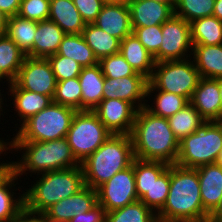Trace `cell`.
Returning <instances> with one entry per match:
<instances>
[{"label":"cell","mask_w":222,"mask_h":222,"mask_svg":"<svg viewBox=\"0 0 222 222\" xmlns=\"http://www.w3.org/2000/svg\"><path fill=\"white\" fill-rule=\"evenodd\" d=\"M134 158L175 164L179 141L167 118L153 115L145 108L137 111L131 132Z\"/></svg>","instance_id":"1"},{"label":"cell","mask_w":222,"mask_h":222,"mask_svg":"<svg viewBox=\"0 0 222 222\" xmlns=\"http://www.w3.org/2000/svg\"><path fill=\"white\" fill-rule=\"evenodd\" d=\"M156 216L168 220L208 222L200 194V182L196 168L170 165L169 193Z\"/></svg>","instance_id":"2"},{"label":"cell","mask_w":222,"mask_h":222,"mask_svg":"<svg viewBox=\"0 0 222 222\" xmlns=\"http://www.w3.org/2000/svg\"><path fill=\"white\" fill-rule=\"evenodd\" d=\"M9 151H22L20 161H11V169L20 178L24 173L37 175L81 164L76 160L66 137L47 142L10 141ZM20 149V150H19ZM26 171H29L26 173Z\"/></svg>","instance_id":"3"},{"label":"cell","mask_w":222,"mask_h":222,"mask_svg":"<svg viewBox=\"0 0 222 222\" xmlns=\"http://www.w3.org/2000/svg\"><path fill=\"white\" fill-rule=\"evenodd\" d=\"M134 160L131 135L112 134L82 163L85 186L97 189Z\"/></svg>","instance_id":"4"},{"label":"cell","mask_w":222,"mask_h":222,"mask_svg":"<svg viewBox=\"0 0 222 222\" xmlns=\"http://www.w3.org/2000/svg\"><path fill=\"white\" fill-rule=\"evenodd\" d=\"M39 175V180L23 192L24 208L34 213L43 214L53 204L71 197L85 186L81 166Z\"/></svg>","instance_id":"5"},{"label":"cell","mask_w":222,"mask_h":222,"mask_svg":"<svg viewBox=\"0 0 222 222\" xmlns=\"http://www.w3.org/2000/svg\"><path fill=\"white\" fill-rule=\"evenodd\" d=\"M76 110L52 102L18 127L11 141L47 142L66 137Z\"/></svg>","instance_id":"6"},{"label":"cell","mask_w":222,"mask_h":222,"mask_svg":"<svg viewBox=\"0 0 222 222\" xmlns=\"http://www.w3.org/2000/svg\"><path fill=\"white\" fill-rule=\"evenodd\" d=\"M222 150V121H207L199 130L179 141L175 164L197 168L216 163Z\"/></svg>","instance_id":"7"},{"label":"cell","mask_w":222,"mask_h":222,"mask_svg":"<svg viewBox=\"0 0 222 222\" xmlns=\"http://www.w3.org/2000/svg\"><path fill=\"white\" fill-rule=\"evenodd\" d=\"M194 60L164 61L155 63L147 89H158L185 97L189 102L200 80Z\"/></svg>","instance_id":"8"},{"label":"cell","mask_w":222,"mask_h":222,"mask_svg":"<svg viewBox=\"0 0 222 222\" xmlns=\"http://www.w3.org/2000/svg\"><path fill=\"white\" fill-rule=\"evenodd\" d=\"M111 135L93 111L84 110L74 114L66 139L73 155L81 164Z\"/></svg>","instance_id":"9"},{"label":"cell","mask_w":222,"mask_h":222,"mask_svg":"<svg viewBox=\"0 0 222 222\" xmlns=\"http://www.w3.org/2000/svg\"><path fill=\"white\" fill-rule=\"evenodd\" d=\"M98 204L107 212L120 209L138 201L134 160L132 164L116 173L110 180L96 189Z\"/></svg>","instance_id":"10"},{"label":"cell","mask_w":222,"mask_h":222,"mask_svg":"<svg viewBox=\"0 0 222 222\" xmlns=\"http://www.w3.org/2000/svg\"><path fill=\"white\" fill-rule=\"evenodd\" d=\"M162 35V44L158 50V62L191 58L193 44L190 23L174 14L162 24Z\"/></svg>","instance_id":"11"},{"label":"cell","mask_w":222,"mask_h":222,"mask_svg":"<svg viewBox=\"0 0 222 222\" xmlns=\"http://www.w3.org/2000/svg\"><path fill=\"white\" fill-rule=\"evenodd\" d=\"M14 82L21 89L50 96L52 99L57 85L49 60L29 56L25 57Z\"/></svg>","instance_id":"12"},{"label":"cell","mask_w":222,"mask_h":222,"mask_svg":"<svg viewBox=\"0 0 222 222\" xmlns=\"http://www.w3.org/2000/svg\"><path fill=\"white\" fill-rule=\"evenodd\" d=\"M92 111L112 134L130 135L138 109L120 99H103Z\"/></svg>","instance_id":"13"},{"label":"cell","mask_w":222,"mask_h":222,"mask_svg":"<svg viewBox=\"0 0 222 222\" xmlns=\"http://www.w3.org/2000/svg\"><path fill=\"white\" fill-rule=\"evenodd\" d=\"M147 85L148 78L145 76L105 77L103 99H120L133 104L139 110L148 102L145 99Z\"/></svg>","instance_id":"14"},{"label":"cell","mask_w":222,"mask_h":222,"mask_svg":"<svg viewBox=\"0 0 222 222\" xmlns=\"http://www.w3.org/2000/svg\"><path fill=\"white\" fill-rule=\"evenodd\" d=\"M97 204V191L91 187L84 186L71 197L64 198L53 204L43 215L52 221L69 222L75 215L90 211Z\"/></svg>","instance_id":"15"},{"label":"cell","mask_w":222,"mask_h":222,"mask_svg":"<svg viewBox=\"0 0 222 222\" xmlns=\"http://www.w3.org/2000/svg\"><path fill=\"white\" fill-rule=\"evenodd\" d=\"M93 24L122 41L133 33L127 0L106 2Z\"/></svg>","instance_id":"16"},{"label":"cell","mask_w":222,"mask_h":222,"mask_svg":"<svg viewBox=\"0 0 222 222\" xmlns=\"http://www.w3.org/2000/svg\"><path fill=\"white\" fill-rule=\"evenodd\" d=\"M190 103L206 121H222V102L216 79L201 77Z\"/></svg>","instance_id":"17"},{"label":"cell","mask_w":222,"mask_h":222,"mask_svg":"<svg viewBox=\"0 0 222 222\" xmlns=\"http://www.w3.org/2000/svg\"><path fill=\"white\" fill-rule=\"evenodd\" d=\"M127 3L133 30L137 27L162 25L174 15V10L169 5L160 2L152 0H127Z\"/></svg>","instance_id":"18"},{"label":"cell","mask_w":222,"mask_h":222,"mask_svg":"<svg viewBox=\"0 0 222 222\" xmlns=\"http://www.w3.org/2000/svg\"><path fill=\"white\" fill-rule=\"evenodd\" d=\"M200 182V194L204 211L210 216L222 198V167L217 163L196 168Z\"/></svg>","instance_id":"19"},{"label":"cell","mask_w":222,"mask_h":222,"mask_svg":"<svg viewBox=\"0 0 222 222\" xmlns=\"http://www.w3.org/2000/svg\"><path fill=\"white\" fill-rule=\"evenodd\" d=\"M8 87V93L13 97L12 104L13 107H15L14 110L21 119H19V122L22 121L20 125L53 102V99L50 96L21 89L14 81L8 83Z\"/></svg>","instance_id":"20"},{"label":"cell","mask_w":222,"mask_h":222,"mask_svg":"<svg viewBox=\"0 0 222 222\" xmlns=\"http://www.w3.org/2000/svg\"><path fill=\"white\" fill-rule=\"evenodd\" d=\"M81 86V111L95 109L103 100L104 75L99 64L82 67L79 75Z\"/></svg>","instance_id":"21"},{"label":"cell","mask_w":222,"mask_h":222,"mask_svg":"<svg viewBox=\"0 0 222 222\" xmlns=\"http://www.w3.org/2000/svg\"><path fill=\"white\" fill-rule=\"evenodd\" d=\"M65 35V32L49 19L37 22L32 57L48 58L55 55Z\"/></svg>","instance_id":"22"},{"label":"cell","mask_w":222,"mask_h":222,"mask_svg":"<svg viewBox=\"0 0 222 222\" xmlns=\"http://www.w3.org/2000/svg\"><path fill=\"white\" fill-rule=\"evenodd\" d=\"M48 19L56 23L65 34H82L86 26L73 0H50Z\"/></svg>","instance_id":"23"},{"label":"cell","mask_w":222,"mask_h":222,"mask_svg":"<svg viewBox=\"0 0 222 222\" xmlns=\"http://www.w3.org/2000/svg\"><path fill=\"white\" fill-rule=\"evenodd\" d=\"M120 53L137 73L148 79L152 76L154 58L133 33L120 41Z\"/></svg>","instance_id":"24"},{"label":"cell","mask_w":222,"mask_h":222,"mask_svg":"<svg viewBox=\"0 0 222 222\" xmlns=\"http://www.w3.org/2000/svg\"><path fill=\"white\" fill-rule=\"evenodd\" d=\"M193 58L200 77L217 79L222 77V44L193 45Z\"/></svg>","instance_id":"25"},{"label":"cell","mask_w":222,"mask_h":222,"mask_svg":"<svg viewBox=\"0 0 222 222\" xmlns=\"http://www.w3.org/2000/svg\"><path fill=\"white\" fill-rule=\"evenodd\" d=\"M16 180L18 176L11 168L0 178V222L10 221L24 207L23 194L16 199V193L11 190L14 186L15 190Z\"/></svg>","instance_id":"26"},{"label":"cell","mask_w":222,"mask_h":222,"mask_svg":"<svg viewBox=\"0 0 222 222\" xmlns=\"http://www.w3.org/2000/svg\"><path fill=\"white\" fill-rule=\"evenodd\" d=\"M26 55L6 35H0V82L6 79L13 82L22 66Z\"/></svg>","instance_id":"27"},{"label":"cell","mask_w":222,"mask_h":222,"mask_svg":"<svg viewBox=\"0 0 222 222\" xmlns=\"http://www.w3.org/2000/svg\"><path fill=\"white\" fill-rule=\"evenodd\" d=\"M36 29V21L23 19L16 15L8 18L5 34L26 56L32 57V47Z\"/></svg>","instance_id":"28"},{"label":"cell","mask_w":222,"mask_h":222,"mask_svg":"<svg viewBox=\"0 0 222 222\" xmlns=\"http://www.w3.org/2000/svg\"><path fill=\"white\" fill-rule=\"evenodd\" d=\"M57 54L74 59L82 67L98 64L97 58L82 34H66L60 43Z\"/></svg>","instance_id":"29"},{"label":"cell","mask_w":222,"mask_h":222,"mask_svg":"<svg viewBox=\"0 0 222 222\" xmlns=\"http://www.w3.org/2000/svg\"><path fill=\"white\" fill-rule=\"evenodd\" d=\"M190 32L193 45L222 44V21L214 15L190 22Z\"/></svg>","instance_id":"30"},{"label":"cell","mask_w":222,"mask_h":222,"mask_svg":"<svg viewBox=\"0 0 222 222\" xmlns=\"http://www.w3.org/2000/svg\"><path fill=\"white\" fill-rule=\"evenodd\" d=\"M167 120L178 141L196 132L207 122L190 102Z\"/></svg>","instance_id":"31"},{"label":"cell","mask_w":222,"mask_h":222,"mask_svg":"<svg viewBox=\"0 0 222 222\" xmlns=\"http://www.w3.org/2000/svg\"><path fill=\"white\" fill-rule=\"evenodd\" d=\"M82 35L98 61L103 57L120 52V40L94 24H86Z\"/></svg>","instance_id":"32"},{"label":"cell","mask_w":222,"mask_h":222,"mask_svg":"<svg viewBox=\"0 0 222 222\" xmlns=\"http://www.w3.org/2000/svg\"><path fill=\"white\" fill-rule=\"evenodd\" d=\"M154 92L156 93V95L153 99L154 103L152 104L155 105L151 106L146 102L144 108L153 115L159 117L169 118L189 103V101L185 97L158 89H147L146 98L149 99L150 95Z\"/></svg>","instance_id":"33"},{"label":"cell","mask_w":222,"mask_h":222,"mask_svg":"<svg viewBox=\"0 0 222 222\" xmlns=\"http://www.w3.org/2000/svg\"><path fill=\"white\" fill-rule=\"evenodd\" d=\"M169 167L162 161L141 160L134 158V175L138 199L150 188V185Z\"/></svg>","instance_id":"34"},{"label":"cell","mask_w":222,"mask_h":222,"mask_svg":"<svg viewBox=\"0 0 222 222\" xmlns=\"http://www.w3.org/2000/svg\"><path fill=\"white\" fill-rule=\"evenodd\" d=\"M156 213L140 200L107 212L106 222H153Z\"/></svg>","instance_id":"35"},{"label":"cell","mask_w":222,"mask_h":222,"mask_svg":"<svg viewBox=\"0 0 222 222\" xmlns=\"http://www.w3.org/2000/svg\"><path fill=\"white\" fill-rule=\"evenodd\" d=\"M170 187V165L150 185L149 190L139 199L147 207L157 213L165 204Z\"/></svg>","instance_id":"36"},{"label":"cell","mask_w":222,"mask_h":222,"mask_svg":"<svg viewBox=\"0 0 222 222\" xmlns=\"http://www.w3.org/2000/svg\"><path fill=\"white\" fill-rule=\"evenodd\" d=\"M215 0H176L174 14L188 23L213 15Z\"/></svg>","instance_id":"37"},{"label":"cell","mask_w":222,"mask_h":222,"mask_svg":"<svg viewBox=\"0 0 222 222\" xmlns=\"http://www.w3.org/2000/svg\"><path fill=\"white\" fill-rule=\"evenodd\" d=\"M81 94L78 77L57 81L53 102L81 111Z\"/></svg>","instance_id":"38"},{"label":"cell","mask_w":222,"mask_h":222,"mask_svg":"<svg viewBox=\"0 0 222 222\" xmlns=\"http://www.w3.org/2000/svg\"><path fill=\"white\" fill-rule=\"evenodd\" d=\"M98 64L101 67L104 77L123 78L125 76H144L137 73L120 52L101 58Z\"/></svg>","instance_id":"39"},{"label":"cell","mask_w":222,"mask_h":222,"mask_svg":"<svg viewBox=\"0 0 222 222\" xmlns=\"http://www.w3.org/2000/svg\"><path fill=\"white\" fill-rule=\"evenodd\" d=\"M133 34L138 38L141 44L154 58L155 63L158 62V50L162 44V25H154L150 27H137L133 30Z\"/></svg>","instance_id":"40"},{"label":"cell","mask_w":222,"mask_h":222,"mask_svg":"<svg viewBox=\"0 0 222 222\" xmlns=\"http://www.w3.org/2000/svg\"><path fill=\"white\" fill-rule=\"evenodd\" d=\"M57 81L79 77L82 66L74 59L60 56L57 53L47 58Z\"/></svg>","instance_id":"41"},{"label":"cell","mask_w":222,"mask_h":222,"mask_svg":"<svg viewBox=\"0 0 222 222\" xmlns=\"http://www.w3.org/2000/svg\"><path fill=\"white\" fill-rule=\"evenodd\" d=\"M50 0H21L18 16L36 22L49 18Z\"/></svg>","instance_id":"42"},{"label":"cell","mask_w":222,"mask_h":222,"mask_svg":"<svg viewBox=\"0 0 222 222\" xmlns=\"http://www.w3.org/2000/svg\"><path fill=\"white\" fill-rule=\"evenodd\" d=\"M73 3L84 22L93 24L106 2L104 0H73Z\"/></svg>","instance_id":"43"},{"label":"cell","mask_w":222,"mask_h":222,"mask_svg":"<svg viewBox=\"0 0 222 222\" xmlns=\"http://www.w3.org/2000/svg\"><path fill=\"white\" fill-rule=\"evenodd\" d=\"M107 211L97 204L90 211L75 215L69 222H106Z\"/></svg>","instance_id":"44"},{"label":"cell","mask_w":222,"mask_h":222,"mask_svg":"<svg viewBox=\"0 0 222 222\" xmlns=\"http://www.w3.org/2000/svg\"><path fill=\"white\" fill-rule=\"evenodd\" d=\"M8 222H44V215L23 209Z\"/></svg>","instance_id":"45"},{"label":"cell","mask_w":222,"mask_h":222,"mask_svg":"<svg viewBox=\"0 0 222 222\" xmlns=\"http://www.w3.org/2000/svg\"><path fill=\"white\" fill-rule=\"evenodd\" d=\"M21 0H0V10L9 18L18 15Z\"/></svg>","instance_id":"46"},{"label":"cell","mask_w":222,"mask_h":222,"mask_svg":"<svg viewBox=\"0 0 222 222\" xmlns=\"http://www.w3.org/2000/svg\"><path fill=\"white\" fill-rule=\"evenodd\" d=\"M208 222H222V198L216 210L209 216Z\"/></svg>","instance_id":"47"},{"label":"cell","mask_w":222,"mask_h":222,"mask_svg":"<svg viewBox=\"0 0 222 222\" xmlns=\"http://www.w3.org/2000/svg\"><path fill=\"white\" fill-rule=\"evenodd\" d=\"M213 15L222 21V0H215Z\"/></svg>","instance_id":"48"},{"label":"cell","mask_w":222,"mask_h":222,"mask_svg":"<svg viewBox=\"0 0 222 222\" xmlns=\"http://www.w3.org/2000/svg\"><path fill=\"white\" fill-rule=\"evenodd\" d=\"M8 22V17L0 10V35L6 33V26Z\"/></svg>","instance_id":"49"},{"label":"cell","mask_w":222,"mask_h":222,"mask_svg":"<svg viewBox=\"0 0 222 222\" xmlns=\"http://www.w3.org/2000/svg\"><path fill=\"white\" fill-rule=\"evenodd\" d=\"M6 160V163L4 161L0 162V178L11 168V162ZM4 162V163H3Z\"/></svg>","instance_id":"50"},{"label":"cell","mask_w":222,"mask_h":222,"mask_svg":"<svg viewBox=\"0 0 222 222\" xmlns=\"http://www.w3.org/2000/svg\"><path fill=\"white\" fill-rule=\"evenodd\" d=\"M6 150L8 151L9 150V141L8 142H5L2 138H0V155L3 154H6Z\"/></svg>","instance_id":"51"},{"label":"cell","mask_w":222,"mask_h":222,"mask_svg":"<svg viewBox=\"0 0 222 222\" xmlns=\"http://www.w3.org/2000/svg\"><path fill=\"white\" fill-rule=\"evenodd\" d=\"M152 1L160 2V3H163V4H167V5H169L173 10H174L175 5H176V0H152Z\"/></svg>","instance_id":"52"},{"label":"cell","mask_w":222,"mask_h":222,"mask_svg":"<svg viewBox=\"0 0 222 222\" xmlns=\"http://www.w3.org/2000/svg\"><path fill=\"white\" fill-rule=\"evenodd\" d=\"M153 222H187V221H182V220H168V219H163L158 216L155 217Z\"/></svg>","instance_id":"53"},{"label":"cell","mask_w":222,"mask_h":222,"mask_svg":"<svg viewBox=\"0 0 222 222\" xmlns=\"http://www.w3.org/2000/svg\"><path fill=\"white\" fill-rule=\"evenodd\" d=\"M216 80L218 81V84H219L220 98H221V102H222V77L217 78Z\"/></svg>","instance_id":"54"},{"label":"cell","mask_w":222,"mask_h":222,"mask_svg":"<svg viewBox=\"0 0 222 222\" xmlns=\"http://www.w3.org/2000/svg\"><path fill=\"white\" fill-rule=\"evenodd\" d=\"M0 91H1V90H0ZM2 95H4V94H1V92H0V112L3 111L2 104H4V103H2V102L4 101L3 98H2ZM1 115H3V114L0 113V117H1Z\"/></svg>","instance_id":"55"},{"label":"cell","mask_w":222,"mask_h":222,"mask_svg":"<svg viewBox=\"0 0 222 222\" xmlns=\"http://www.w3.org/2000/svg\"><path fill=\"white\" fill-rule=\"evenodd\" d=\"M216 163L222 167V150L220 151V154Z\"/></svg>","instance_id":"56"},{"label":"cell","mask_w":222,"mask_h":222,"mask_svg":"<svg viewBox=\"0 0 222 222\" xmlns=\"http://www.w3.org/2000/svg\"><path fill=\"white\" fill-rule=\"evenodd\" d=\"M105 2H120V1H125V0H104Z\"/></svg>","instance_id":"57"},{"label":"cell","mask_w":222,"mask_h":222,"mask_svg":"<svg viewBox=\"0 0 222 222\" xmlns=\"http://www.w3.org/2000/svg\"><path fill=\"white\" fill-rule=\"evenodd\" d=\"M44 222H56V221L49 220L48 218H46V217L44 216Z\"/></svg>","instance_id":"58"}]
</instances>
